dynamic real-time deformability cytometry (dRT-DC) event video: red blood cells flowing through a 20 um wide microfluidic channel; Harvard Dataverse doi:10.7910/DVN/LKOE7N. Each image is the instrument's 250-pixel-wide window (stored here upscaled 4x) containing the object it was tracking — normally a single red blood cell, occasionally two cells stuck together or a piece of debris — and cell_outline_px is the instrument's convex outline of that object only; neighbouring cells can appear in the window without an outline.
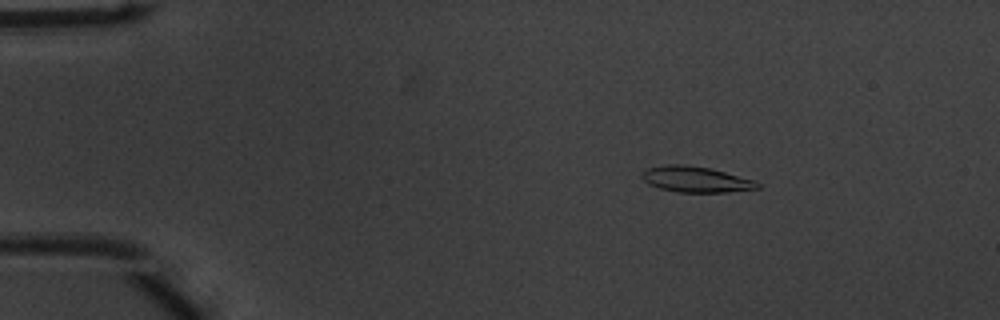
{"species": "common noctule bat (a hibernating species)", "species_latin": "Nyctalus noctula", "temperature_condition": "warm", "stored_images_in_passage": 52, "camera_frame_rate_fps": 3000, "um_per_image_px": 0.085, "animal": {"sex": "male", "body_mass_g": 20.1, "forearm_length_mm": 53.5}, "frame": {"image": 1, "passage_image": 8, "time_ms": 2.333, "image_size_px": [1000, 320], "cell_outline_px": [[760, 188], [728, 192], [676, 192], [660, 188], [648, 184], [640, 176], [640, 172], [648, 168], [668, 164], [680, 164], [708, 168], [756, 180], [760, 184]], "centroid_in_image_um": [59.13, 15.25], "position_along_channel_um": 25.9, "area_um2": 17.34}}
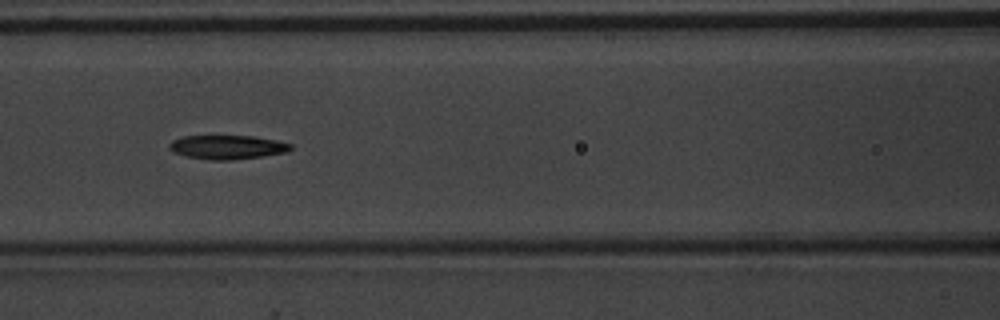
{"frame": {"image": 2, "passage_image": 23, "time_ms": 7.333, "image_size_px": [1000, 320], "cell_outline_px": [[292, 148], [284, 152], [264, 156], [232, 160], [212, 160], [188, 156], [172, 152], [168, 148], [168, 144], [172, 140], [180, 136], [256, 136], [276, 140], [292, 144]], "centroid_in_image_um": [19.29, 12.5], "position_along_channel_um": 147.3, "area_um2": 16.99}}
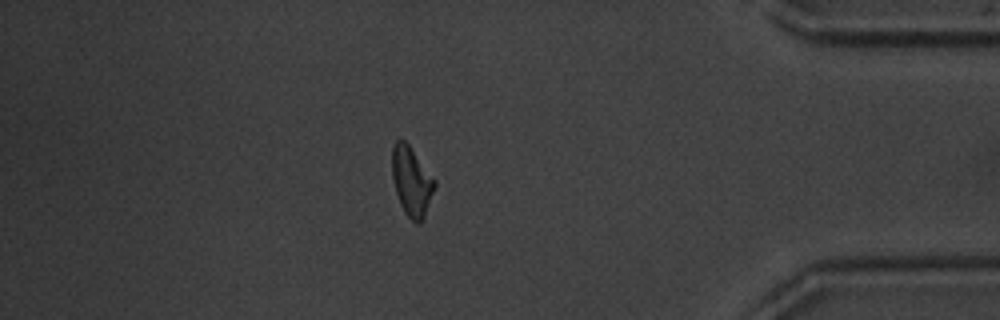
{"frame": {"image": 3, "passage_image": 45, "time_ms": 14.667, "image_size_px": [1000, 320], "cell_outline_px": [[436, 184], [424, 216], [420, 224], [416, 224], [404, 212], [400, 204], [396, 192], [392, 176], [392, 144], [396, 140], [404, 140], [408, 144], [436, 180]], "centroid_in_image_um": [34.97, 15.4], "position_along_channel_um": 400.2, "area_um2": 17.05}, "authors_computed_cell_mechanics": {"area_um2": 17.1377, "velocity_mm_per_s": 3.9062, "shape_relaxation_time_tau1_ms": 3.6394, "shape_relaxation_time_tau2_ms": 4.3572, "deformation_change_tau1": 0.1736, "deformation_change_tau2": 0.1414}}